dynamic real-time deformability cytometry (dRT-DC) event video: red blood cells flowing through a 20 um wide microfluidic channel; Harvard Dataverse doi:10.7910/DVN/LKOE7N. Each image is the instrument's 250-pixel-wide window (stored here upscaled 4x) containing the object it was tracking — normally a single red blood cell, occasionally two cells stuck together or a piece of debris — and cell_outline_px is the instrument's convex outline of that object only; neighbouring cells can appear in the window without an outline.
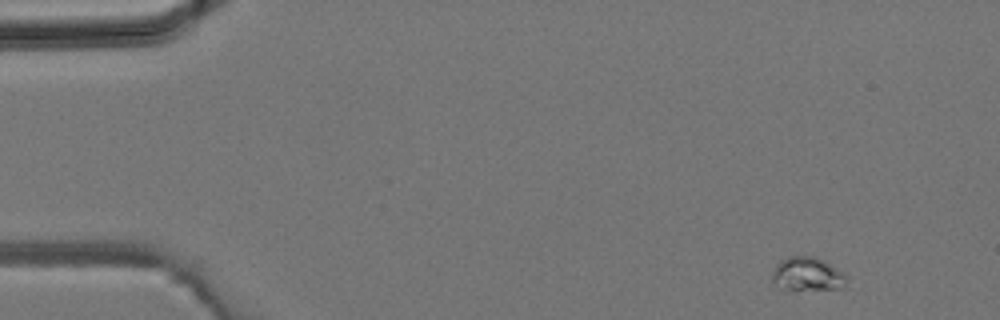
{"species": "common noctule bat (a hibernating species)", "species_latin": "Nyctalus noctula", "temperature_condition": "room temperature", "stored_images_in_passage": 3, "camera_frame_rate_fps": 3000, "um_per_image_px": 0.085, "animal": {"sex": "male", "body_mass_g": 19.2, "forearm_length_mm": 51.8}, "frame": {"image": 1, "passage_image": 3, "time_ms": 0.667, "image_size_px": [1000, 320], "cell_outline_px": [[848, 288], [788, 288], [772, 280], [772, 272], [780, 260], [788, 256], [812, 256], [828, 264], [848, 276]], "centroid_in_image_um": [68.69, 23.27], "position_along_channel_um": 16.3, "area_um2": 13.93}}